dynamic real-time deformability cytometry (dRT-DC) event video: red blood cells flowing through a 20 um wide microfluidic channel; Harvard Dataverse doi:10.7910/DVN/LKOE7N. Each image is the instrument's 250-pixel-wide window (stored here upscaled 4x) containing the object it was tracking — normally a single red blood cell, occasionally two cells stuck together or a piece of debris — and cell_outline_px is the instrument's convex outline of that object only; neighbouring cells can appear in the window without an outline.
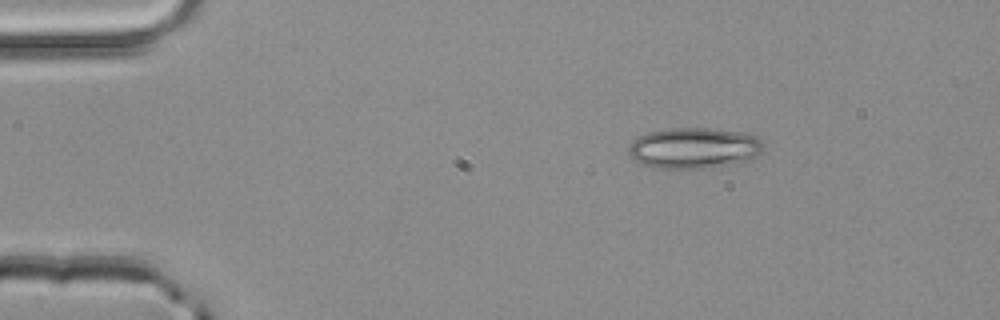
{"species": "common noctule bat (a hibernating species)", "species_latin": "Nyctalus noctula", "temperature_condition": "room temperature", "stored_images_in_passage": 3, "camera_frame_rate_fps": 3000, "um_per_image_px": 0.085, "animal": {"sex": "male", "body_mass_g": 20.4}, "frame": {"image": 1, "passage_image": 1, "time_ms": 0.0, "image_size_px": [1000, 320], "cell_outline_px": [[764, 148], [756, 156], [744, 164], [700, 168], [656, 168], [640, 164], [628, 152], [628, 148], [632, 140], [648, 132], [668, 128], [708, 128], [748, 132], [764, 140]], "centroid_in_image_um": [59.07, 12.58], "position_along_channel_um": 25.9, "area_um2": 32.77}}